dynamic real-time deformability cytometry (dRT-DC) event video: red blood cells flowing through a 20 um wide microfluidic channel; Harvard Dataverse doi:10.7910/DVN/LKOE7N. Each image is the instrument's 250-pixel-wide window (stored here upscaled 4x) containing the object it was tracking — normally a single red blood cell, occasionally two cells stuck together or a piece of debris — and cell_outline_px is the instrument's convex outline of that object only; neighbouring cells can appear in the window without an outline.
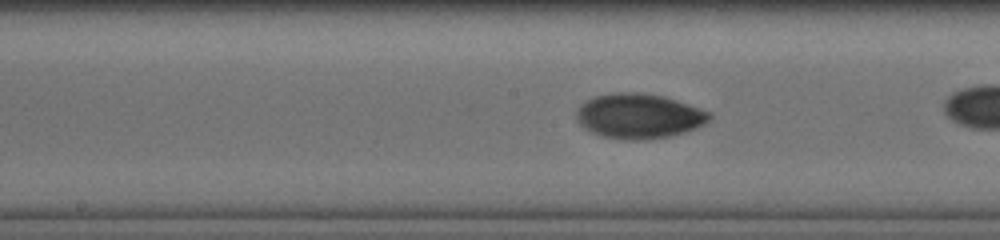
{"species": "human", "species_latin": "Homo sapiens", "temperature_condition": "cold", "stored_images_in_passage": 27, "camera_frame_rate_fps": 3000, "um_per_image_px": 0.085, "donor": {"sex": "male"}, "frame": {"image": 1, "passage_image": 12, "time_ms": 3.667, "image_size_px": [1000, 240], "cell_outline_px": [[712, 116], [704, 124], [684, 132], [672, 136], [644, 140], [624, 140], [604, 136], [592, 132], [584, 128], [576, 120], [576, 112], [580, 104], [596, 96], [616, 92], [640, 92], [664, 96], [688, 104], [708, 112]], "centroid_in_image_um": [54.28, 9.87], "position_along_channel_um": 193.9, "area_um2": 34.68}}